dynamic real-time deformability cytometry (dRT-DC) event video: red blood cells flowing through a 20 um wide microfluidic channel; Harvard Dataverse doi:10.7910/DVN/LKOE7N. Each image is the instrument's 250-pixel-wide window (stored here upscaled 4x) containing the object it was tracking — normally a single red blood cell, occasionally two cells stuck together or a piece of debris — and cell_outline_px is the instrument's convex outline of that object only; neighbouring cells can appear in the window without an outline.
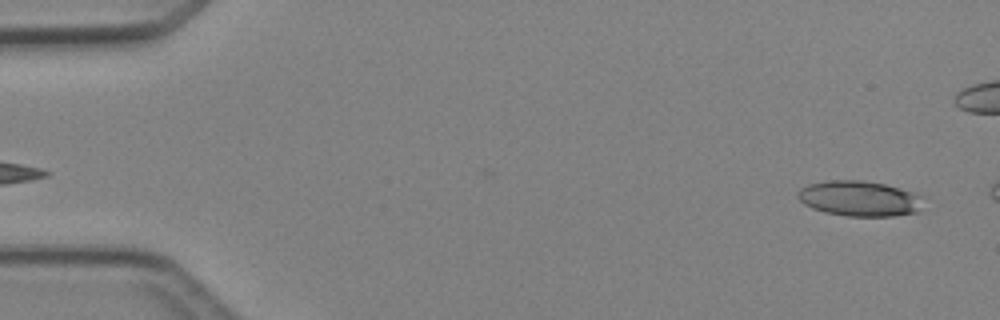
{"species": "Egyptian fruit bat (a non-hibernating species)", "species_latin": "Rousettus aegyptiacus", "temperature_condition": "cold", "stored_images_in_passage": 3, "segment_of_instrument_passage": [2, 2], "camera_frame_rate_fps": 3000, "um_per_image_px": 0.085, "animal": {"sex": "female"}, "frame": {"image": 1, "passage_image": 3, "time_ms": 2.333, "image_size_px": [1000, 320], "cell_outline_px": [[924, 196], [920, 212], [892, 216], [848, 216], [824, 212], [812, 208], [804, 204], [796, 196], [796, 192], [800, 188], [808, 184], [828, 180], [860, 180], [884, 184], [916, 192]], "centroid_in_image_um": [73.08, 16.87], "position_along_channel_um": 11.9, "area_um2": 26.24}}